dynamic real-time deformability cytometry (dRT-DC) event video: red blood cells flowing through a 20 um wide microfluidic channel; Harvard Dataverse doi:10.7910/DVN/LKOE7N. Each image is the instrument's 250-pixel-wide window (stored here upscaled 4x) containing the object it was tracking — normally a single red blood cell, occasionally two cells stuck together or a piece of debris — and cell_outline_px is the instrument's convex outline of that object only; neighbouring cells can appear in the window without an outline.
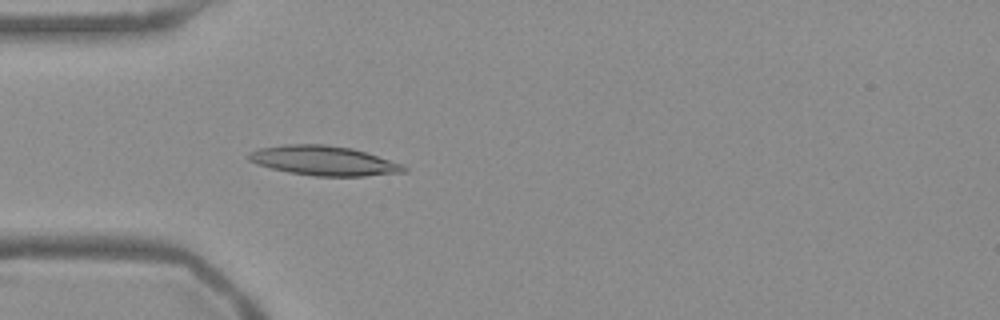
{"species": "Egyptian fruit bat (a non-hibernating species)", "species_latin": "Rousettus aegyptiacus", "temperature_condition": "warm", "stored_images_in_passage": 54, "camera_frame_rate_fps": 3000, "um_per_image_px": 0.085, "frame": {"image": 1, "passage_image": 16, "time_ms": 5.0, "image_size_px": [1000, 320], "cell_outline_px": [[408, 172], [364, 176], [316, 176], [288, 172], [256, 164], [248, 160], [248, 152], [260, 148], [284, 144], [324, 144], [352, 148], [404, 164], [408, 168]], "centroid_in_image_um": [27.54, 13.66], "position_along_channel_um": 57.5, "area_um2": 26.88}}
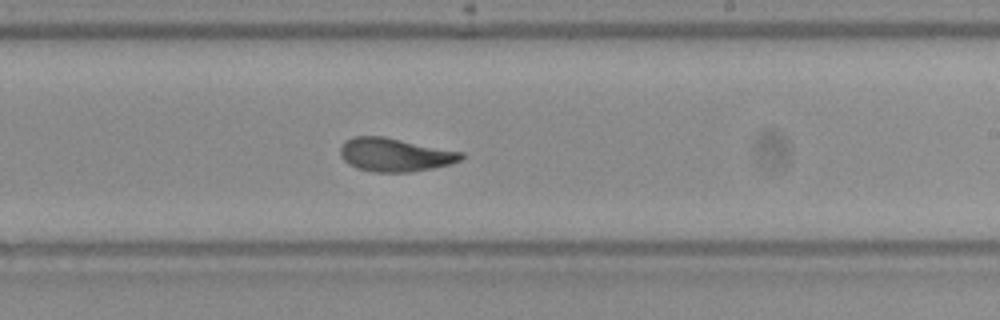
{"frame": {"image": 2, "passage_image": 32, "time_ms": 10.333, "image_size_px": [1000, 320], "cell_outline_px": [[464, 156], [460, 160], [452, 164], [432, 168], [408, 172], [372, 172], [356, 168], [348, 164], [340, 156], [340, 144], [344, 140], [352, 136], [384, 136], [464, 152]], "centroid_in_image_um": [33.54, 13.14], "position_along_channel_um": 255.5, "area_um2": 23.87}}
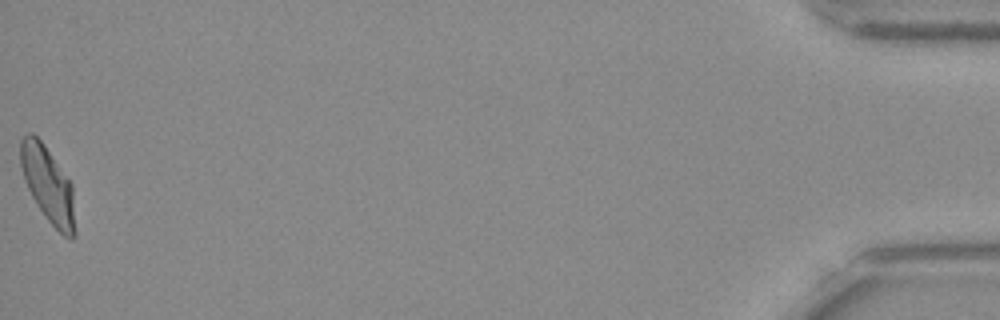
{"frame": {"image": 3, "passage_image": 54, "time_ms": 17.667, "image_size_px": [1000, 320], "cell_outline_px": [[76, 236], [72, 240], [64, 236], [48, 220], [36, 204], [24, 180], [20, 164], [20, 140], [28, 132], [32, 132], [44, 144], [72, 184], [76, 232]], "centroid_in_image_um": [4.08, 15.71], "position_along_channel_um": 431.1, "area_um2": 24.16}, "authors_computed_cell_mechanics": {"area_um2": 24.0159, "velocity_mm_per_s": 3.7739, "shape_relaxation_time_tau1_ms": 4.5994, "shape_relaxation_time_tau2_ms": 1.5564, "deformation_change_tau1": 0.1717, "deformation_change_tau2": 0.0743}}